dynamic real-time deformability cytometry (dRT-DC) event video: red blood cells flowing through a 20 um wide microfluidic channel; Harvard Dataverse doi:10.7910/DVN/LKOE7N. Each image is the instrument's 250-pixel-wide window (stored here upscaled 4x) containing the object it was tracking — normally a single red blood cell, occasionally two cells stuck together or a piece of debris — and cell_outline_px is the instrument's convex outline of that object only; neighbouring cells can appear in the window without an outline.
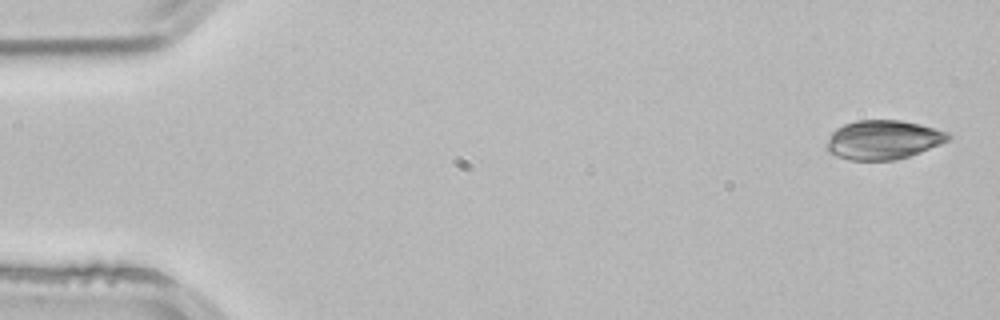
{"species": "common noctule bat (a hibernating species)", "species_latin": "Nyctalus noctula", "temperature_condition": "room temperature", "stored_images_in_passage": 5, "camera_frame_rate_fps": 3000, "um_per_image_px": 0.085, "animal": {"sex": "male", "body_mass_g": 21.5, "forearm_length_mm": 52.0}, "frame": {"image": 1, "passage_image": 1, "time_ms": 0.0, "image_size_px": [1000, 320], "cell_outline_px": [[952, 136], [948, 140], [940, 144], [920, 152], [896, 160], [848, 160], [836, 156], [828, 152], [828, 140], [832, 132], [836, 128], [844, 124], [856, 120], [900, 120], [920, 124], [948, 132]], "centroid_in_image_um": [75.07, 11.88], "position_along_channel_um": 9.9, "area_um2": 27.63}}